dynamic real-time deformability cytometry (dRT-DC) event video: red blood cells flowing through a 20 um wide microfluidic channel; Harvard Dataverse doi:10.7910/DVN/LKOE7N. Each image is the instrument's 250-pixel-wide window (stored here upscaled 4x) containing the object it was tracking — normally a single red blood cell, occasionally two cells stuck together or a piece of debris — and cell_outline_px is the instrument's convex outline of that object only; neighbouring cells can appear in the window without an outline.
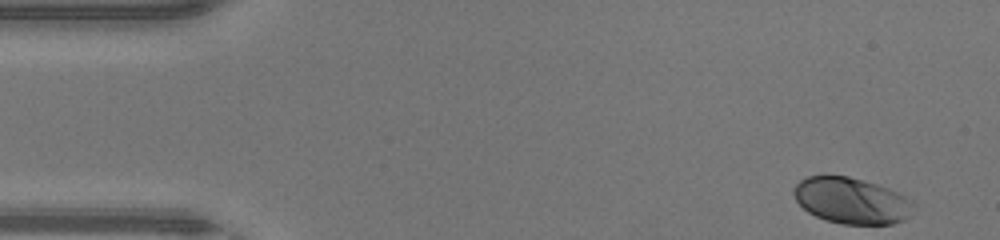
{"species": "human", "species_latin": "Homo sapiens", "temperature_condition": "warm", "stored_images_in_passage": 46, "camera_frame_rate_fps": 3000, "um_per_image_px": 0.085, "donor": {"sex": "male"}, "frame": {"image": 1, "passage_image": 1, "time_ms": 0.0, "image_size_px": [1000, 240], "cell_outline_px": [[916, 204], [908, 216], [904, 220], [892, 224], [844, 224], [824, 220], [808, 212], [796, 200], [792, 192], [792, 188], [800, 180], [808, 176], [824, 172], [848, 176], [864, 180], [888, 188], [912, 200]], "centroid_in_image_um": [72.33, 17.02], "position_along_channel_um": 12.7, "area_um2": 32.77}}
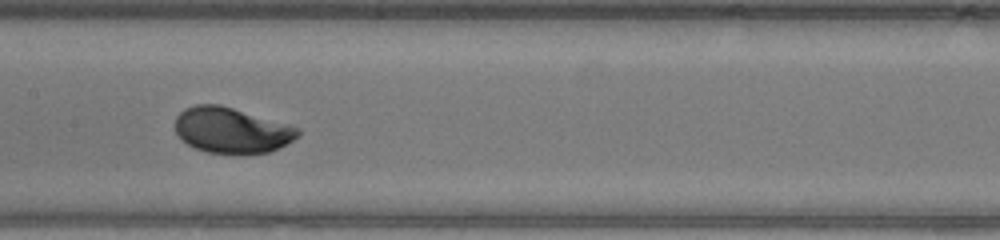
{"frame": {"image": 2, "passage_image": 21, "time_ms": 6.667, "image_size_px": [1000, 240], "cell_outline_px": [[300, 132], [292, 140], [280, 148], [268, 152], [244, 156], [208, 152], [192, 148], [180, 140], [176, 132], [176, 116], [184, 108], [196, 104], [220, 104], [288, 124], [300, 128]], "centroid_in_image_um": [19.66, 11.1], "position_along_channel_um": 187.7, "area_um2": 33.23}}
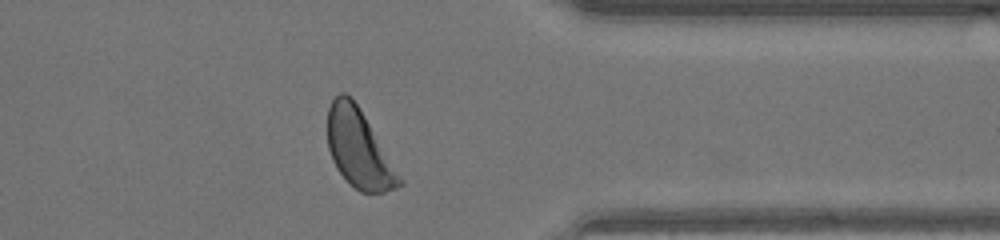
{"frame": {"image": 3, "passage_image": 35, "time_ms": 11.333, "image_size_px": [1000, 240], "cell_outline_px": [[404, 184], [396, 188], [384, 192], [360, 192], [336, 168], [332, 160], [328, 148], [328, 108], [332, 100], [340, 92], [344, 92], [352, 96], [404, 180]], "centroid_in_image_um": [30.51, 12.63], "position_along_channel_um": 380.9, "area_um2": 32.43}, "authors_computed_cell_mechanics": {"area_um2": 32.3391, "velocity_mm_per_s": 4.4154, "shape_relaxation_time_tau1_ms": 2.7205, "shape_relaxation_time_tau2_ms": null, "deformation_change_tau1": 0.1472, "deformation_change_tau2": null}}